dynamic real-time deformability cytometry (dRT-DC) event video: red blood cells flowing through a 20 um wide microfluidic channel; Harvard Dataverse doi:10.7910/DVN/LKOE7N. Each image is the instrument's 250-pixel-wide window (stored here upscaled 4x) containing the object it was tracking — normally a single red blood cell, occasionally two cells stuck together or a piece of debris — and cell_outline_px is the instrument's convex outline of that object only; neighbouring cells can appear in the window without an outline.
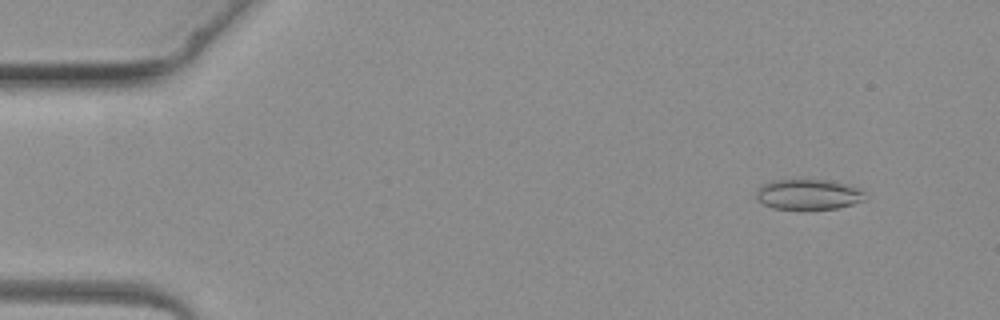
{"species": "common noctule bat (a hibernating species)", "species_latin": "Nyctalus noctula", "temperature_condition": "warm", "stored_images_in_passage": 3, "camera_frame_rate_fps": 3000, "um_per_image_px": 0.085, "animal": {"sex": "female", "body_mass_g": 19.3, "forearm_length_mm": 54.1}, "frame": {"image": 1, "passage_image": 1, "time_ms": 0.0, "image_size_px": [1000, 320], "cell_outline_px": [[868, 200], [840, 208], [808, 212], [772, 208], [756, 200], [756, 192], [764, 184], [772, 180], [828, 180], [860, 188], [868, 196]], "centroid_in_image_um": [68.76, 16.58], "position_along_channel_um": 16.2, "area_um2": 20.17}}
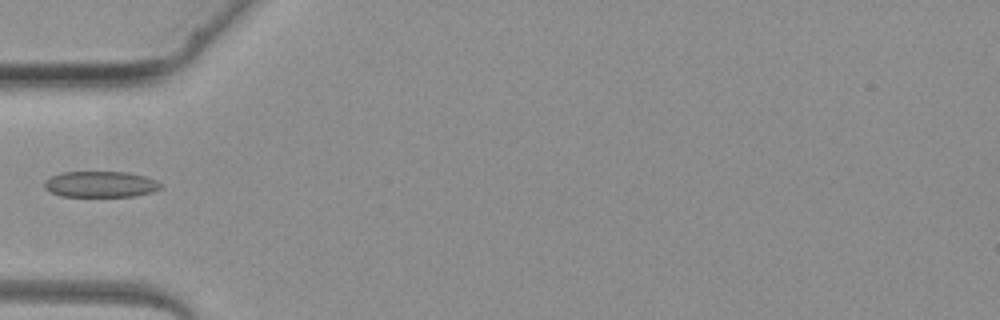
{"frame": {"image": 2, "passage_image": 3, "time_ms": 3.333, "image_size_px": [1000, 320], "cell_outline_px": [[160, 188], [152, 192], [136, 196], [60, 196], [48, 192], [44, 188], [44, 180], [60, 172], [128, 172], [144, 176], [156, 180], [160, 184]], "centroid_in_image_um": [8.49, 15.66], "position_along_channel_um": 76.5, "area_um2": 17.69}}